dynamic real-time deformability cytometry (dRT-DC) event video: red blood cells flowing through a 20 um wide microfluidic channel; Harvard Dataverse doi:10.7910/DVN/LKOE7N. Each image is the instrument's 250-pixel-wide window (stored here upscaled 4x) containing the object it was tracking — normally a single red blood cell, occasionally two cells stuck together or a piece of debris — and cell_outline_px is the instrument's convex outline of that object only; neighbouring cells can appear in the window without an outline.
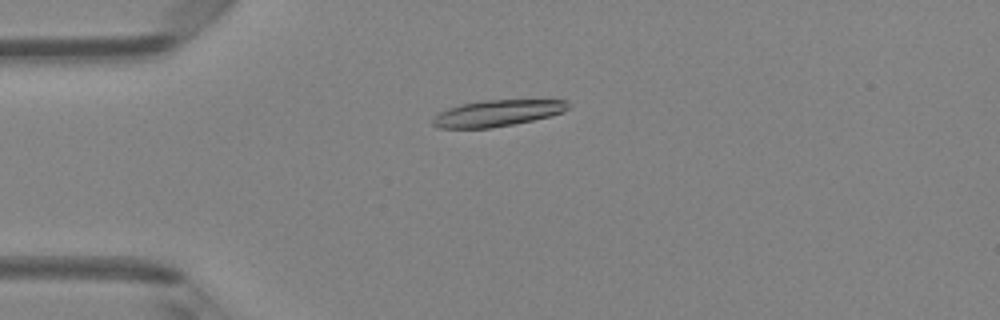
{"species": "Egyptian fruit bat (a non-hibernating species)", "species_latin": "Rousettus aegyptiacus", "temperature_condition": "room temperature", "stored_images_in_passage": 50, "camera_frame_rate_fps": 3000, "um_per_image_px": 0.085, "animal": {"sex": "female"}, "frame": {"image": 1, "passage_image": 13, "time_ms": 4.0, "image_size_px": [1000, 320], "cell_outline_px": [[568, 108], [564, 112], [532, 120], [512, 124], [488, 128], [440, 128], [432, 124], [432, 120], [440, 112], [448, 108], [460, 104], [484, 100], [568, 100]], "centroid_in_image_um": [42.26, 9.61], "position_along_channel_um": 42.7, "area_um2": 20.52}}
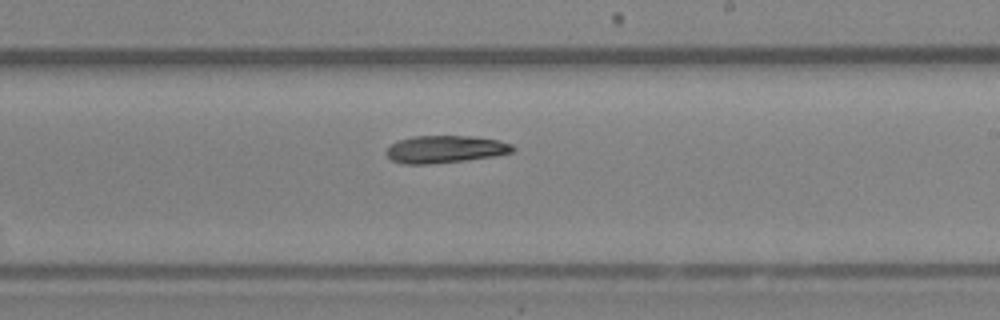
{"frame": {"image": 2, "passage_image": 30, "time_ms": 9.667, "image_size_px": [1000, 320], "cell_outline_px": [[516, 148], [512, 152], [492, 156], [464, 160], [428, 164], [400, 164], [392, 160], [384, 152], [392, 144], [400, 140], [412, 136], [472, 136], [496, 140], [512, 144]], "centroid_in_image_um": [37.81, 12.68], "position_along_channel_um": 251.2, "area_um2": 20.0}}
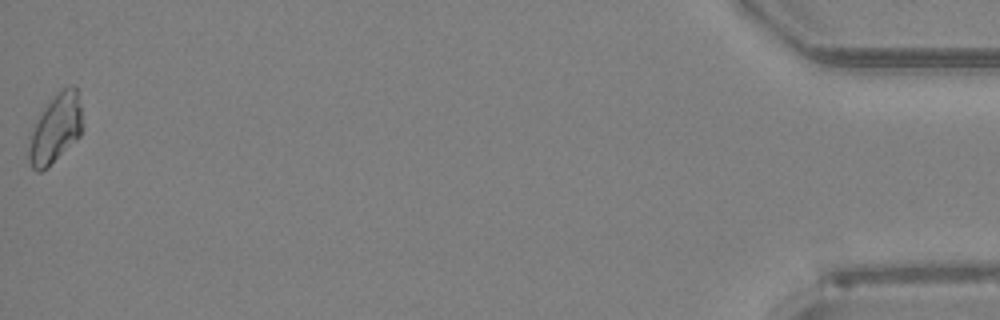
{"frame": {"image": 3, "passage_image": 50, "time_ms": 16.333, "image_size_px": [1000, 320], "cell_outline_px": [[84, 128], [80, 136], [48, 168], [40, 172], [36, 172], [32, 168], [28, 160], [28, 136], [40, 112], [64, 88], [72, 84], [76, 88], [84, 124]], "centroid_in_image_um": [4.7, 11.0], "position_along_channel_um": 430.5, "area_um2": 21.73}, "authors_computed_cell_mechanics": {"area_um2": 20.8658, "velocity_mm_per_s": 4.1162, "shape_relaxation_time_tau1_ms": 4.0414, "shape_relaxation_time_tau2_ms": null, "deformation_change_tau1": 0.1487, "deformation_change_tau2": null}}